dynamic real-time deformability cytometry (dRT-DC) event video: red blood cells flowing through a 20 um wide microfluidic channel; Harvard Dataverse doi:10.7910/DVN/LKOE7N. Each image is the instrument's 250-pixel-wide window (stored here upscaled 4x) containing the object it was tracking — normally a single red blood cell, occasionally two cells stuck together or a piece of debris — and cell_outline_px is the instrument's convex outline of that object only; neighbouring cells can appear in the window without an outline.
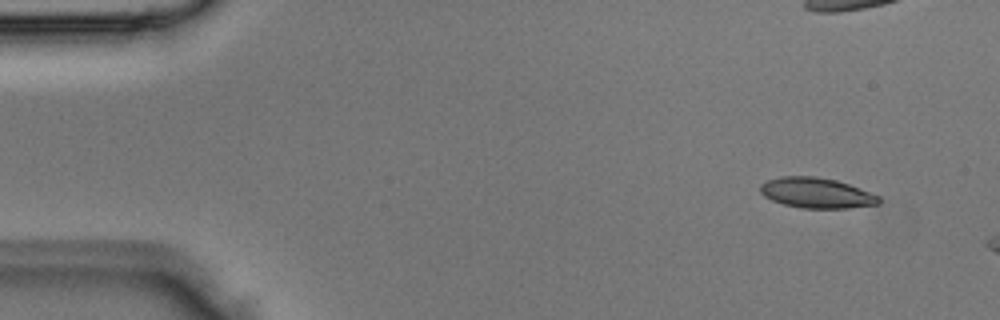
{"species": "Egyptian fruit bat (a non-hibernating species)", "species_latin": "Rousettus aegyptiacus", "temperature_condition": "room temperature", "stored_images_in_passage": 2, "camera_frame_rate_fps": 3000, "um_per_image_px": 0.085, "animal": {"sex": "male"}, "frame": {"image": 1, "passage_image": 2, "time_ms": 0.333, "image_size_px": [1000, 320], "cell_outline_px": [[880, 204], [848, 208], [804, 208], [784, 204], [772, 200], [764, 196], [760, 192], [760, 184], [768, 180], [780, 176], [812, 176], [836, 180], [860, 188], [880, 196]], "centroid_in_image_um": [69.41, 16.4], "position_along_channel_um": 15.6, "area_um2": 20.92}}